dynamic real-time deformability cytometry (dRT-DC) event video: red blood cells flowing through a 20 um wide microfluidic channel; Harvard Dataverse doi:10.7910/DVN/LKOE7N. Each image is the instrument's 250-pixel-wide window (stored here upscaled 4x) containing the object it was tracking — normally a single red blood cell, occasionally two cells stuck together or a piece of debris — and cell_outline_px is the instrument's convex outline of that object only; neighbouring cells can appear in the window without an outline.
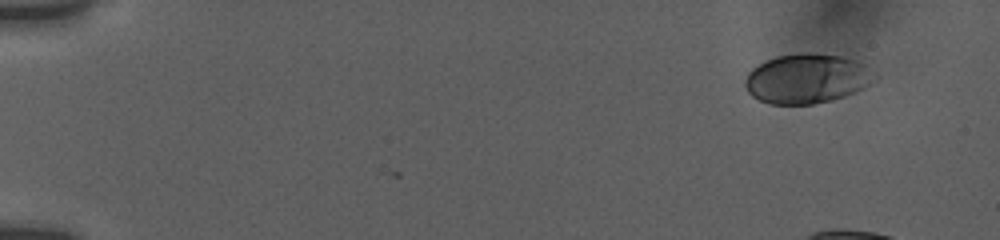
{"species": "human", "species_latin": "Homo sapiens", "temperature_condition": "room temperature", "stored_images_in_passage": 14, "camera_frame_rate_fps": 3000, "um_per_image_px": 0.085, "donor": {"sex": "female"}, "frame": {"image": 1, "passage_image": 1, "time_ms": 0.0, "image_size_px": [1000, 240], "cell_outline_px": [[880, 76], [876, 80], [864, 88], [844, 96], [812, 104], [768, 104], [752, 96], [748, 92], [744, 84], [744, 80], [748, 72], [752, 68], [776, 56], [804, 52], [808, 52], [840, 56], [856, 60], [864, 64], [876, 72]], "centroid_in_image_um": [68.61, 6.67], "position_along_channel_um": 16.4, "area_um2": 37.63}}